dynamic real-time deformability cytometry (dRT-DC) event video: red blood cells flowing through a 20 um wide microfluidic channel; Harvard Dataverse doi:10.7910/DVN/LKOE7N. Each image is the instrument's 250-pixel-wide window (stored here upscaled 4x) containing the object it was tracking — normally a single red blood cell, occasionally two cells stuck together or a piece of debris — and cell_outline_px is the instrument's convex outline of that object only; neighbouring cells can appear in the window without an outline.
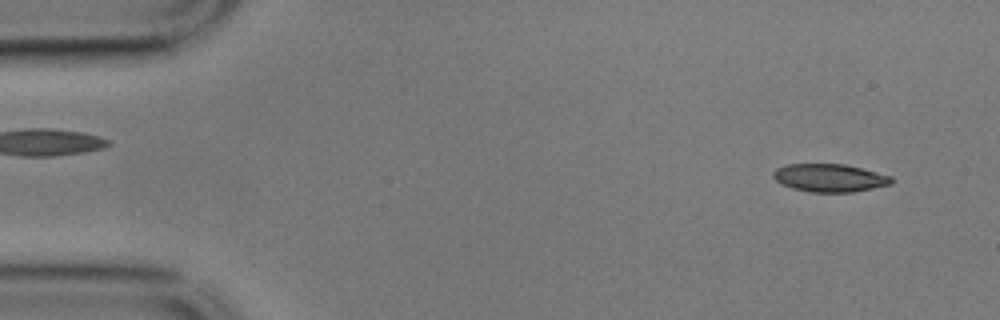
{"species": "common noctule bat (a hibernating species)", "species_latin": "Nyctalus noctula", "temperature_condition": "cold", "stored_images_in_passage": 13, "camera_frame_rate_fps": 3000, "um_per_image_px": 0.085, "animal": {"sex": "male", "body_mass_g": 17.9}, "frame": {"image": 1, "passage_image": 3, "time_ms": 0.667, "image_size_px": [1000, 320], "cell_outline_px": [[892, 184], [852, 192], [812, 192], [792, 188], [780, 184], [772, 176], [772, 172], [776, 168], [788, 164], [844, 164], [892, 176]], "centroid_in_image_um": [70.48, 15.12], "position_along_channel_um": 14.5, "area_um2": 19.19}}
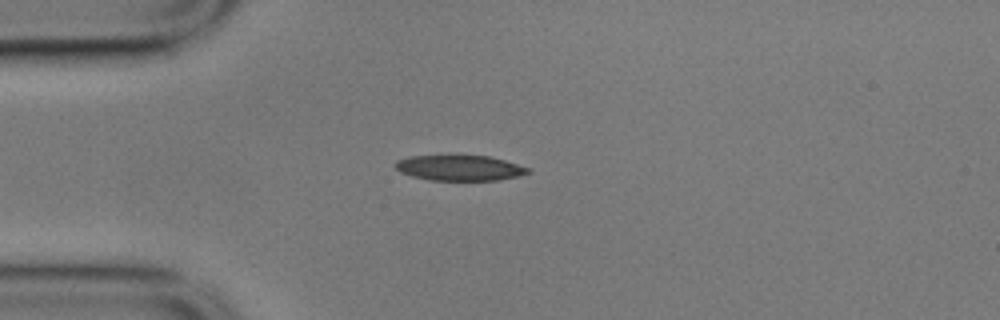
{"frame": {"image": 2, "passage_image": 13, "time_ms": 4.0, "image_size_px": [1000, 320], "cell_outline_px": [[532, 172], [516, 176], [496, 180], [428, 180], [412, 176], [400, 172], [392, 164], [396, 160], [412, 156], [488, 156], [504, 160], [528, 168]], "centroid_in_image_um": [39.01, 14.27], "position_along_channel_um": 46.0, "area_um2": 19.42}}